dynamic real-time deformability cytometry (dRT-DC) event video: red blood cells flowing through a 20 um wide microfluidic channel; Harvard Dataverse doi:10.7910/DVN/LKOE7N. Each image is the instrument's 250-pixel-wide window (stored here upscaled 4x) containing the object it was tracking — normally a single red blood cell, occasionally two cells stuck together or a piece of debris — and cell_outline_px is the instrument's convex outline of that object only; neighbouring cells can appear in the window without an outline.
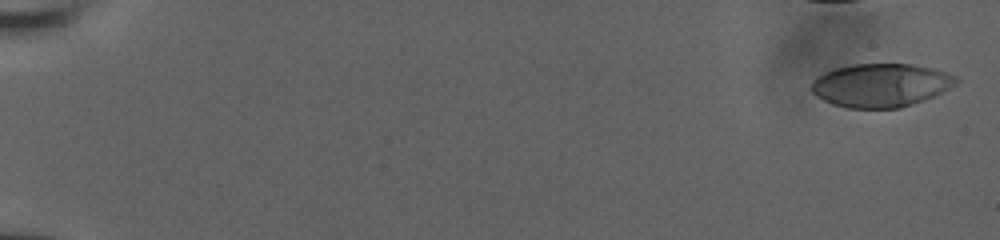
{"species": "human", "species_latin": "Homo sapiens", "temperature_condition": "room temperature", "stored_images_in_passage": 16, "camera_frame_rate_fps": 3000, "um_per_image_px": 0.085, "donor": {"sex": "male"}, "frame": {"image": 1, "passage_image": 1, "time_ms": 0.0, "image_size_px": [1000, 240], "cell_outline_px": [[960, 80], [956, 84], [924, 100], [900, 108], [848, 108], [832, 104], [816, 96], [812, 92], [812, 80], [816, 76], [824, 72], [836, 68], [852, 64], [912, 64], [932, 68], [956, 76]], "centroid_in_image_um": [74.84, 7.24], "position_along_channel_um": 10.2, "area_um2": 36.53}}